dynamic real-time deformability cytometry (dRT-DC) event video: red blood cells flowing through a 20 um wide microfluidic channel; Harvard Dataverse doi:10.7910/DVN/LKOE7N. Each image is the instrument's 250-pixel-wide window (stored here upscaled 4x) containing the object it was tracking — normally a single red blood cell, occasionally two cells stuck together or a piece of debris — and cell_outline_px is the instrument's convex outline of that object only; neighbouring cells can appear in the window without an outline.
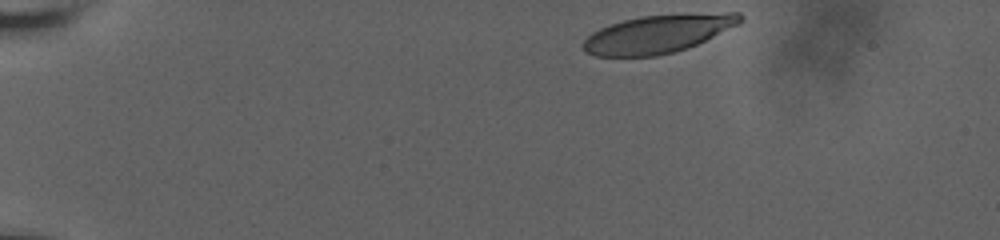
{"species": "human", "species_latin": "Homo sapiens", "temperature_condition": "room temperature", "stored_images_in_passage": 56, "camera_frame_rate_fps": 3000, "um_per_image_px": 0.085, "donor": {"sex": "male"}, "frame": {"image": 1, "passage_image": 1, "time_ms": 0.0, "image_size_px": [1000, 240], "cell_outline_px": [[744, 20], [740, 24], [696, 44], [672, 52], [656, 56], [596, 56], [584, 52], [584, 40], [592, 32], [600, 28], [624, 20], [640, 16], [724, 12], [740, 12], [744, 16]], "centroid_in_image_um": [55.96, 2.87], "position_along_channel_um": 29.0, "area_um2": 34.62}}
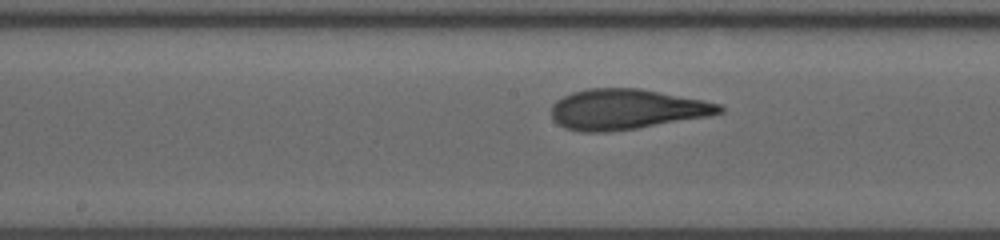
{"frame": {"image": 2, "passage_image": 30, "time_ms": 7.333, "image_size_px": [1000, 240], "cell_outline_px": [[724, 112], [708, 116], [636, 128], [608, 132], [580, 132], [564, 128], [556, 124], [552, 120], [552, 104], [556, 100], [572, 92], [588, 88], [640, 88], [720, 104], [724, 108]], "centroid_in_image_um": [53.18, 9.29], "position_along_channel_um": 195.0, "area_um2": 39.42}}
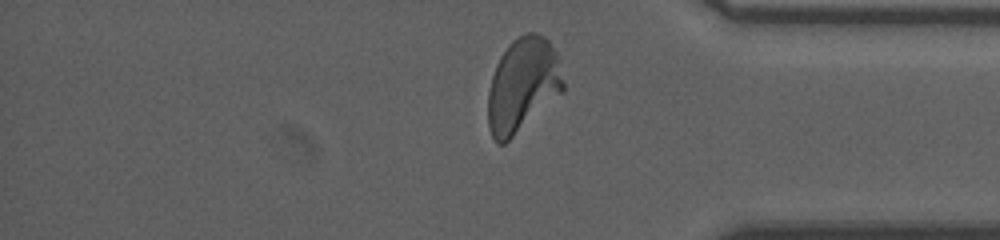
{"frame": {"image": 3, "passage_image": 53, "time_ms": 13.0, "image_size_px": [1000, 240], "cell_outline_px": [[564, 92], [504, 144], [496, 144], [492, 136], [488, 124], [488, 92], [492, 76], [496, 64], [500, 56], [508, 44], [512, 40], [528, 32], [536, 32], [544, 36], [548, 40], [556, 52], [564, 84]], "centroid_in_image_um": [44.42, 7.23], "position_along_channel_um": 390.8, "area_um2": 41.33}, "authors_computed_cell_mechanics": {"area_um2": 38.726, "velocity_mm_per_s": 3.6525, "shape_relaxation_time_tau1_ms": 4.9032, "shape_relaxation_time_tau2_ms": 1.1162, "deformation_change_tau1": 0.1968, "deformation_change_tau2": 0.0824}}